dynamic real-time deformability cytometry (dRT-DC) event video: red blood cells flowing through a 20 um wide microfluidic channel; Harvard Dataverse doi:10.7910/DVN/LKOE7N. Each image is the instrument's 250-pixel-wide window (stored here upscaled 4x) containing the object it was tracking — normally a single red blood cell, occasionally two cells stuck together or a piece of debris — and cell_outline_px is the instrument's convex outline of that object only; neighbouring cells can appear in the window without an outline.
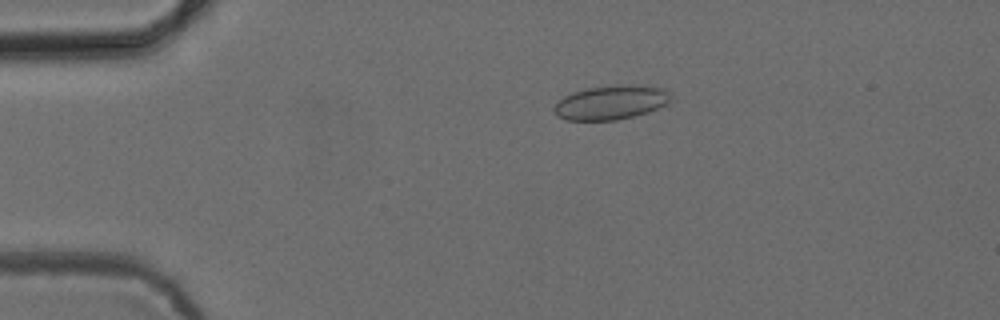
{"species": "common noctule bat (a hibernating species)", "species_latin": "Nyctalus noctula", "temperature_condition": "cold", "stored_images_in_passage": 53, "camera_frame_rate_fps": 3000, "um_per_image_px": 0.085, "animal": {"sex": "female", "body_mass_g": 24.6, "forearm_length_mm": 56.2}, "frame": {"image": 1, "passage_image": 11, "time_ms": 3.333, "image_size_px": [1000, 320], "cell_outline_px": [[672, 100], [668, 104], [632, 116], [616, 120], [564, 120], [556, 116], [552, 108], [564, 96], [572, 92], [588, 88], [616, 84], [644, 84], [664, 88], [672, 96]], "centroid_in_image_um": [51.94, 8.68], "position_along_channel_um": 33.1, "area_um2": 23.52}}
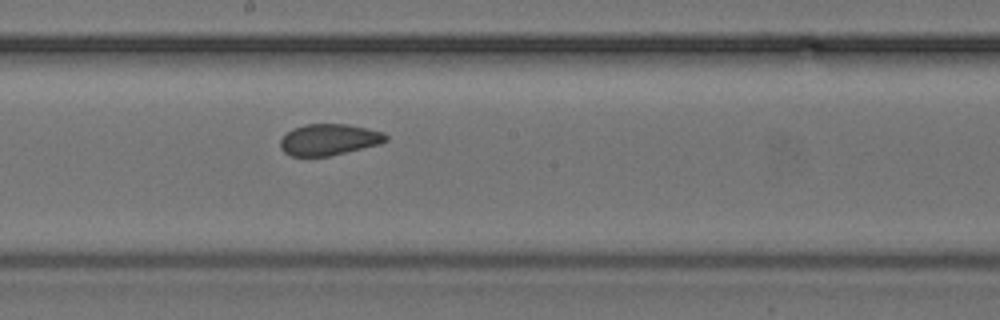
{"frame": {"image": 2, "passage_image": 29, "time_ms": 9.333, "image_size_px": [1000, 320], "cell_outline_px": [[388, 140], [380, 144], [328, 156], [288, 156], [280, 148], [280, 140], [292, 128], [304, 124], [348, 124], [368, 128], [384, 132], [388, 136]], "centroid_in_image_um": [27.96, 11.86], "position_along_channel_um": 220.2, "area_um2": 19.36}}
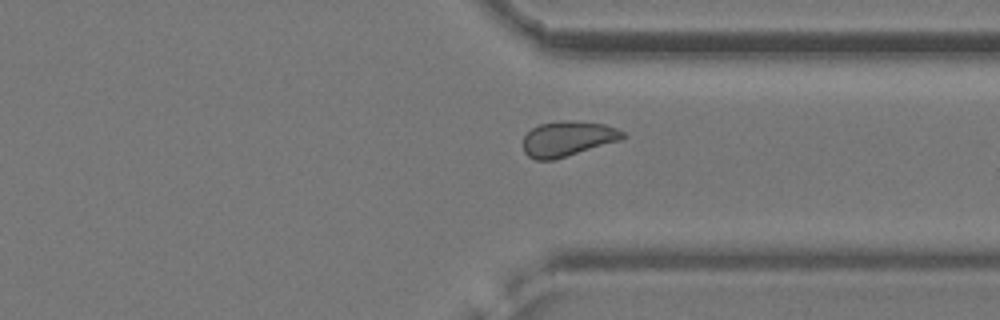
{"frame": {"image": 3, "passage_image": 40, "time_ms": 13.0, "image_size_px": [1000, 320], "cell_outline_px": [[624, 136], [620, 140], [556, 160], [536, 160], [528, 156], [524, 152], [524, 136], [532, 128], [540, 124], [604, 124], [616, 128], [624, 132]], "centroid_in_image_um": [48.23, 11.87], "position_along_channel_um": 363.2, "area_um2": 19.36}, "authors_computed_cell_mechanics": {"area_um2": 20.4034, "velocity_mm_per_s": 3.9004, "shape_relaxation_time_tau1_ms": null, "shape_relaxation_time_tau2_ms": 1.9492, "deformation_change_tau1": null, "deformation_change_tau2": 0.0745}}